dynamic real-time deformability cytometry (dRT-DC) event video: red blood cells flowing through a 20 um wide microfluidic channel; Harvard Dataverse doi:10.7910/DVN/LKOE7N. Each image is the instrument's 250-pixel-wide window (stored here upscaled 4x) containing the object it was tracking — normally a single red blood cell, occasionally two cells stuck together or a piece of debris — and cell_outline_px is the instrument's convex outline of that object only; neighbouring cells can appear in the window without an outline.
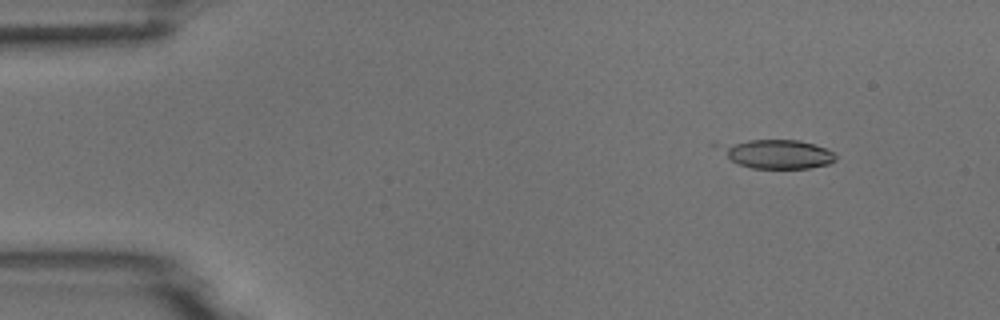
{"species": "common noctule bat (a hibernating species)", "species_latin": "Nyctalus noctula", "temperature_condition": "room temperature", "stored_images_in_passage": 4, "camera_frame_rate_fps": 3000, "um_per_image_px": 0.085, "animal": {"sex": "male", "body_mass_g": 18.8}, "frame": {"image": 1, "passage_image": 2, "time_ms": 1.333, "image_size_px": [1000, 320], "cell_outline_px": [[836, 160], [828, 164], [808, 168], [752, 168], [736, 164], [708, 144], [712, 140], [800, 140], [824, 148], [832, 152], [836, 156]], "centroid_in_image_um": [65.78, 13.05], "position_along_channel_um": 19.2, "area_um2": 20.46}}
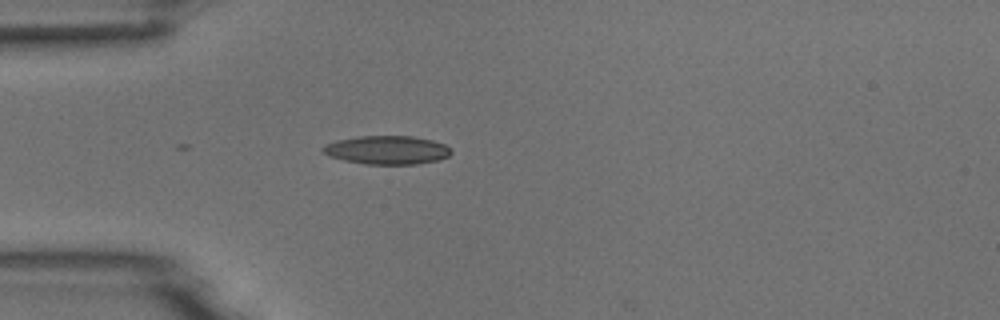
{"frame": {"image": 2, "passage_image": 4, "time_ms": 4.333, "image_size_px": [1000, 320], "cell_outline_px": [[452, 152], [448, 156], [436, 160], [416, 164], [364, 164], [344, 160], [328, 156], [320, 152], [320, 148], [324, 144], [336, 140], [360, 136], [412, 136], [432, 140], [444, 144]], "centroid_in_image_um": [32.82, 12.75], "position_along_channel_um": 52.2, "area_um2": 21.39}}